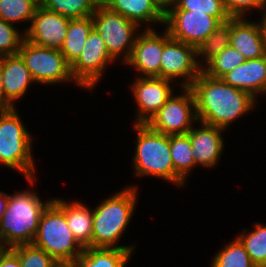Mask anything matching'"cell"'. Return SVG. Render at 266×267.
I'll use <instances>...</instances> for the list:
<instances>
[{
  "instance_id": "cell-1",
  "label": "cell",
  "mask_w": 266,
  "mask_h": 267,
  "mask_svg": "<svg viewBox=\"0 0 266 267\" xmlns=\"http://www.w3.org/2000/svg\"><path fill=\"white\" fill-rule=\"evenodd\" d=\"M196 101V115L201 123L227 128L235 119L253 108L256 99L232 87L221 78L200 72L190 87Z\"/></svg>"
},
{
  "instance_id": "cell-2",
  "label": "cell",
  "mask_w": 266,
  "mask_h": 267,
  "mask_svg": "<svg viewBox=\"0 0 266 267\" xmlns=\"http://www.w3.org/2000/svg\"><path fill=\"white\" fill-rule=\"evenodd\" d=\"M136 193V187H127L94 208L91 247L133 250L134 246H116L115 243L132 218Z\"/></svg>"
},
{
  "instance_id": "cell-3",
  "label": "cell",
  "mask_w": 266,
  "mask_h": 267,
  "mask_svg": "<svg viewBox=\"0 0 266 267\" xmlns=\"http://www.w3.org/2000/svg\"><path fill=\"white\" fill-rule=\"evenodd\" d=\"M31 191H24L8 198L5 214L0 221V240L6 248L32 244L43 211L52 202L42 203Z\"/></svg>"
},
{
  "instance_id": "cell-4",
  "label": "cell",
  "mask_w": 266,
  "mask_h": 267,
  "mask_svg": "<svg viewBox=\"0 0 266 267\" xmlns=\"http://www.w3.org/2000/svg\"><path fill=\"white\" fill-rule=\"evenodd\" d=\"M14 108L0 110V163L23 172L34 185L32 139Z\"/></svg>"
},
{
  "instance_id": "cell-5",
  "label": "cell",
  "mask_w": 266,
  "mask_h": 267,
  "mask_svg": "<svg viewBox=\"0 0 266 267\" xmlns=\"http://www.w3.org/2000/svg\"><path fill=\"white\" fill-rule=\"evenodd\" d=\"M55 261H73L83 252L67 225L65 213L52 201L43 211L32 242Z\"/></svg>"
},
{
  "instance_id": "cell-6",
  "label": "cell",
  "mask_w": 266,
  "mask_h": 267,
  "mask_svg": "<svg viewBox=\"0 0 266 267\" xmlns=\"http://www.w3.org/2000/svg\"><path fill=\"white\" fill-rule=\"evenodd\" d=\"M138 132L134 169L136 175H152L174 183L170 156V135L153 130L148 124H134Z\"/></svg>"
},
{
  "instance_id": "cell-7",
  "label": "cell",
  "mask_w": 266,
  "mask_h": 267,
  "mask_svg": "<svg viewBox=\"0 0 266 267\" xmlns=\"http://www.w3.org/2000/svg\"><path fill=\"white\" fill-rule=\"evenodd\" d=\"M18 54L37 83L56 84L74 80L70 64L59 49L38 46L24 38Z\"/></svg>"
},
{
  "instance_id": "cell-8",
  "label": "cell",
  "mask_w": 266,
  "mask_h": 267,
  "mask_svg": "<svg viewBox=\"0 0 266 267\" xmlns=\"http://www.w3.org/2000/svg\"><path fill=\"white\" fill-rule=\"evenodd\" d=\"M91 17L93 29L101 36L108 53L115 59L126 49L127 51H125L126 54L124 55V62H126L132 53L135 43L134 32L139 26L121 14L111 11L102 3L97 6Z\"/></svg>"
},
{
  "instance_id": "cell-9",
  "label": "cell",
  "mask_w": 266,
  "mask_h": 267,
  "mask_svg": "<svg viewBox=\"0 0 266 267\" xmlns=\"http://www.w3.org/2000/svg\"><path fill=\"white\" fill-rule=\"evenodd\" d=\"M184 95L172 96L148 121V125L162 134H187L193 120L197 121L195 96L190 87L184 88ZM193 109V113L192 110Z\"/></svg>"
},
{
  "instance_id": "cell-10",
  "label": "cell",
  "mask_w": 266,
  "mask_h": 267,
  "mask_svg": "<svg viewBox=\"0 0 266 267\" xmlns=\"http://www.w3.org/2000/svg\"><path fill=\"white\" fill-rule=\"evenodd\" d=\"M164 34V48L161 55L160 78H187L183 87H191L202 71L200 62L196 60V48L170 37L168 30ZM189 79V80H188Z\"/></svg>"
},
{
  "instance_id": "cell-11",
  "label": "cell",
  "mask_w": 266,
  "mask_h": 267,
  "mask_svg": "<svg viewBox=\"0 0 266 267\" xmlns=\"http://www.w3.org/2000/svg\"><path fill=\"white\" fill-rule=\"evenodd\" d=\"M79 57L70 65L74 81L80 87L92 89L104 72L107 63L114 61L101 36L94 30L89 33Z\"/></svg>"
},
{
  "instance_id": "cell-12",
  "label": "cell",
  "mask_w": 266,
  "mask_h": 267,
  "mask_svg": "<svg viewBox=\"0 0 266 267\" xmlns=\"http://www.w3.org/2000/svg\"><path fill=\"white\" fill-rule=\"evenodd\" d=\"M220 24L215 18L203 12L169 11L165 25L172 39L197 48Z\"/></svg>"
},
{
  "instance_id": "cell-13",
  "label": "cell",
  "mask_w": 266,
  "mask_h": 267,
  "mask_svg": "<svg viewBox=\"0 0 266 267\" xmlns=\"http://www.w3.org/2000/svg\"><path fill=\"white\" fill-rule=\"evenodd\" d=\"M31 22L29 29L25 30V39L38 46L60 50L67 35L70 18L38 5Z\"/></svg>"
},
{
  "instance_id": "cell-14",
  "label": "cell",
  "mask_w": 266,
  "mask_h": 267,
  "mask_svg": "<svg viewBox=\"0 0 266 267\" xmlns=\"http://www.w3.org/2000/svg\"><path fill=\"white\" fill-rule=\"evenodd\" d=\"M169 81L159 77L137 78L132 86L139 108L138 121L135 123L147 124L171 97L172 89Z\"/></svg>"
},
{
  "instance_id": "cell-15",
  "label": "cell",
  "mask_w": 266,
  "mask_h": 267,
  "mask_svg": "<svg viewBox=\"0 0 266 267\" xmlns=\"http://www.w3.org/2000/svg\"><path fill=\"white\" fill-rule=\"evenodd\" d=\"M162 36L152 28L139 34L126 63L134 66L146 77L160 78L161 55L164 48V35Z\"/></svg>"
},
{
  "instance_id": "cell-16",
  "label": "cell",
  "mask_w": 266,
  "mask_h": 267,
  "mask_svg": "<svg viewBox=\"0 0 266 267\" xmlns=\"http://www.w3.org/2000/svg\"><path fill=\"white\" fill-rule=\"evenodd\" d=\"M2 73L4 109H10L14 100L24 95L29 83L35 81L19 54L2 56Z\"/></svg>"
},
{
  "instance_id": "cell-17",
  "label": "cell",
  "mask_w": 266,
  "mask_h": 267,
  "mask_svg": "<svg viewBox=\"0 0 266 267\" xmlns=\"http://www.w3.org/2000/svg\"><path fill=\"white\" fill-rule=\"evenodd\" d=\"M221 79L254 98L256 93H266V55L258 59L246 60L223 75Z\"/></svg>"
},
{
  "instance_id": "cell-18",
  "label": "cell",
  "mask_w": 266,
  "mask_h": 267,
  "mask_svg": "<svg viewBox=\"0 0 266 267\" xmlns=\"http://www.w3.org/2000/svg\"><path fill=\"white\" fill-rule=\"evenodd\" d=\"M230 46L238 50L246 60L266 55V42L259 23H250L244 18H231Z\"/></svg>"
},
{
  "instance_id": "cell-19",
  "label": "cell",
  "mask_w": 266,
  "mask_h": 267,
  "mask_svg": "<svg viewBox=\"0 0 266 267\" xmlns=\"http://www.w3.org/2000/svg\"><path fill=\"white\" fill-rule=\"evenodd\" d=\"M202 128L191 129L188 136L191 140L192 154L195 164L213 167L220 158L223 150V140L221 129L212 125L201 123Z\"/></svg>"
},
{
  "instance_id": "cell-20",
  "label": "cell",
  "mask_w": 266,
  "mask_h": 267,
  "mask_svg": "<svg viewBox=\"0 0 266 267\" xmlns=\"http://www.w3.org/2000/svg\"><path fill=\"white\" fill-rule=\"evenodd\" d=\"M52 201L65 213L67 225L79 245L83 249L91 247L93 211L79 202L68 204L59 199Z\"/></svg>"
},
{
  "instance_id": "cell-21",
  "label": "cell",
  "mask_w": 266,
  "mask_h": 267,
  "mask_svg": "<svg viewBox=\"0 0 266 267\" xmlns=\"http://www.w3.org/2000/svg\"><path fill=\"white\" fill-rule=\"evenodd\" d=\"M101 3L138 26L140 22L154 23L157 21L165 24V15L154 4L153 0H102Z\"/></svg>"
},
{
  "instance_id": "cell-22",
  "label": "cell",
  "mask_w": 266,
  "mask_h": 267,
  "mask_svg": "<svg viewBox=\"0 0 266 267\" xmlns=\"http://www.w3.org/2000/svg\"><path fill=\"white\" fill-rule=\"evenodd\" d=\"M129 249L85 248L76 258V267H125L131 255Z\"/></svg>"
},
{
  "instance_id": "cell-23",
  "label": "cell",
  "mask_w": 266,
  "mask_h": 267,
  "mask_svg": "<svg viewBox=\"0 0 266 267\" xmlns=\"http://www.w3.org/2000/svg\"><path fill=\"white\" fill-rule=\"evenodd\" d=\"M170 156L174 168V183L181 186L188 171L196 166L188 133L170 135Z\"/></svg>"
},
{
  "instance_id": "cell-24",
  "label": "cell",
  "mask_w": 266,
  "mask_h": 267,
  "mask_svg": "<svg viewBox=\"0 0 266 267\" xmlns=\"http://www.w3.org/2000/svg\"><path fill=\"white\" fill-rule=\"evenodd\" d=\"M92 29L93 20L91 16L81 19H70L67 35L60 48V51L70 65L79 57Z\"/></svg>"
},
{
  "instance_id": "cell-25",
  "label": "cell",
  "mask_w": 266,
  "mask_h": 267,
  "mask_svg": "<svg viewBox=\"0 0 266 267\" xmlns=\"http://www.w3.org/2000/svg\"><path fill=\"white\" fill-rule=\"evenodd\" d=\"M100 0H43L42 6L70 19H81L94 14Z\"/></svg>"
},
{
  "instance_id": "cell-26",
  "label": "cell",
  "mask_w": 266,
  "mask_h": 267,
  "mask_svg": "<svg viewBox=\"0 0 266 267\" xmlns=\"http://www.w3.org/2000/svg\"><path fill=\"white\" fill-rule=\"evenodd\" d=\"M231 18L221 22L216 29L196 48V55H204L206 64L230 45Z\"/></svg>"
},
{
  "instance_id": "cell-27",
  "label": "cell",
  "mask_w": 266,
  "mask_h": 267,
  "mask_svg": "<svg viewBox=\"0 0 266 267\" xmlns=\"http://www.w3.org/2000/svg\"><path fill=\"white\" fill-rule=\"evenodd\" d=\"M212 262L211 267H257L238 238L218 252Z\"/></svg>"
},
{
  "instance_id": "cell-28",
  "label": "cell",
  "mask_w": 266,
  "mask_h": 267,
  "mask_svg": "<svg viewBox=\"0 0 266 267\" xmlns=\"http://www.w3.org/2000/svg\"><path fill=\"white\" fill-rule=\"evenodd\" d=\"M245 61L244 56L229 45L206 64L208 67H202V71L210 77L221 78Z\"/></svg>"
},
{
  "instance_id": "cell-29",
  "label": "cell",
  "mask_w": 266,
  "mask_h": 267,
  "mask_svg": "<svg viewBox=\"0 0 266 267\" xmlns=\"http://www.w3.org/2000/svg\"><path fill=\"white\" fill-rule=\"evenodd\" d=\"M255 230L241 234L238 239L244 245L246 252L257 267L266 266V225L256 224Z\"/></svg>"
},
{
  "instance_id": "cell-30",
  "label": "cell",
  "mask_w": 266,
  "mask_h": 267,
  "mask_svg": "<svg viewBox=\"0 0 266 267\" xmlns=\"http://www.w3.org/2000/svg\"><path fill=\"white\" fill-rule=\"evenodd\" d=\"M169 11L203 12L215 17L220 23L231 18L223 0H178L176 7Z\"/></svg>"
},
{
  "instance_id": "cell-31",
  "label": "cell",
  "mask_w": 266,
  "mask_h": 267,
  "mask_svg": "<svg viewBox=\"0 0 266 267\" xmlns=\"http://www.w3.org/2000/svg\"><path fill=\"white\" fill-rule=\"evenodd\" d=\"M38 4L34 0H0V18L7 23L31 21Z\"/></svg>"
},
{
  "instance_id": "cell-32",
  "label": "cell",
  "mask_w": 266,
  "mask_h": 267,
  "mask_svg": "<svg viewBox=\"0 0 266 267\" xmlns=\"http://www.w3.org/2000/svg\"><path fill=\"white\" fill-rule=\"evenodd\" d=\"M19 258L21 267H51L55 260L34 244H22L10 248Z\"/></svg>"
},
{
  "instance_id": "cell-33",
  "label": "cell",
  "mask_w": 266,
  "mask_h": 267,
  "mask_svg": "<svg viewBox=\"0 0 266 267\" xmlns=\"http://www.w3.org/2000/svg\"><path fill=\"white\" fill-rule=\"evenodd\" d=\"M23 39L11 23L0 18V56L18 54Z\"/></svg>"
},
{
  "instance_id": "cell-34",
  "label": "cell",
  "mask_w": 266,
  "mask_h": 267,
  "mask_svg": "<svg viewBox=\"0 0 266 267\" xmlns=\"http://www.w3.org/2000/svg\"><path fill=\"white\" fill-rule=\"evenodd\" d=\"M223 2L231 18H242L250 8L264 9L266 0H223Z\"/></svg>"
},
{
  "instance_id": "cell-35",
  "label": "cell",
  "mask_w": 266,
  "mask_h": 267,
  "mask_svg": "<svg viewBox=\"0 0 266 267\" xmlns=\"http://www.w3.org/2000/svg\"><path fill=\"white\" fill-rule=\"evenodd\" d=\"M0 267H21L18 256L10 248L0 255Z\"/></svg>"
},
{
  "instance_id": "cell-36",
  "label": "cell",
  "mask_w": 266,
  "mask_h": 267,
  "mask_svg": "<svg viewBox=\"0 0 266 267\" xmlns=\"http://www.w3.org/2000/svg\"><path fill=\"white\" fill-rule=\"evenodd\" d=\"M154 4L158 7V9L166 15L171 8L176 7L178 0H153ZM170 5V6H169ZM171 5H173L171 7Z\"/></svg>"
},
{
  "instance_id": "cell-37",
  "label": "cell",
  "mask_w": 266,
  "mask_h": 267,
  "mask_svg": "<svg viewBox=\"0 0 266 267\" xmlns=\"http://www.w3.org/2000/svg\"><path fill=\"white\" fill-rule=\"evenodd\" d=\"M9 195L3 192H0V221L3 215L5 214L7 203H8Z\"/></svg>"
},
{
  "instance_id": "cell-38",
  "label": "cell",
  "mask_w": 266,
  "mask_h": 267,
  "mask_svg": "<svg viewBox=\"0 0 266 267\" xmlns=\"http://www.w3.org/2000/svg\"><path fill=\"white\" fill-rule=\"evenodd\" d=\"M0 110H4L2 56H0Z\"/></svg>"
},
{
  "instance_id": "cell-39",
  "label": "cell",
  "mask_w": 266,
  "mask_h": 267,
  "mask_svg": "<svg viewBox=\"0 0 266 267\" xmlns=\"http://www.w3.org/2000/svg\"><path fill=\"white\" fill-rule=\"evenodd\" d=\"M51 267H76L73 261H55Z\"/></svg>"
},
{
  "instance_id": "cell-40",
  "label": "cell",
  "mask_w": 266,
  "mask_h": 267,
  "mask_svg": "<svg viewBox=\"0 0 266 267\" xmlns=\"http://www.w3.org/2000/svg\"><path fill=\"white\" fill-rule=\"evenodd\" d=\"M266 8V3L265 5L263 6ZM263 21L260 22V28H261V32H262V36L263 38L265 39V42H266V9H265V12H264V18H262Z\"/></svg>"
},
{
  "instance_id": "cell-41",
  "label": "cell",
  "mask_w": 266,
  "mask_h": 267,
  "mask_svg": "<svg viewBox=\"0 0 266 267\" xmlns=\"http://www.w3.org/2000/svg\"><path fill=\"white\" fill-rule=\"evenodd\" d=\"M3 242L0 240V255L6 250V246L2 244Z\"/></svg>"
},
{
  "instance_id": "cell-42",
  "label": "cell",
  "mask_w": 266,
  "mask_h": 267,
  "mask_svg": "<svg viewBox=\"0 0 266 267\" xmlns=\"http://www.w3.org/2000/svg\"><path fill=\"white\" fill-rule=\"evenodd\" d=\"M38 5H42L43 0H34Z\"/></svg>"
}]
</instances>
